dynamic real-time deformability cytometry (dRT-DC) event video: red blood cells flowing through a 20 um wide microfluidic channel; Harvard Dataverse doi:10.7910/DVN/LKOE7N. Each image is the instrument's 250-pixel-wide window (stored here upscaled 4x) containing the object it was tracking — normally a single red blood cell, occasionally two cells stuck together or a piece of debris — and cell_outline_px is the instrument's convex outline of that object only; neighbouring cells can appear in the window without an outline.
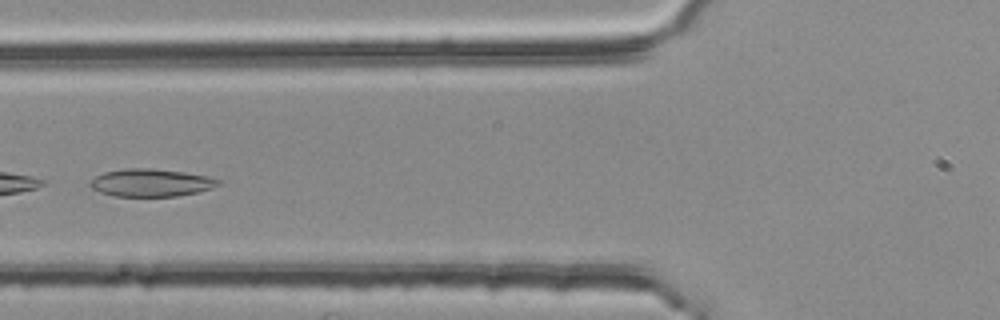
{"species": "common noctule bat (a hibernating species)", "species_latin": "Nyctalus noctula", "temperature_condition": "room temperature", "stored_images_in_passage": 5, "segment_of_instrument_passage": [2, 2], "camera_frame_rate_fps": 3000, "um_per_image_px": 0.085, "animal": {"sex": "female", "body_mass_g": 25.1}, "frame": {"image": 1, "passage_image": 5, "time_ms": 1.333, "image_size_px": [1000, 320], "cell_outline_px": [[220, 184], [212, 188], [200, 192], [176, 196], [112, 196], [100, 192], [92, 188], [88, 184], [96, 176], [104, 172], [128, 168], [148, 168], [184, 172], [208, 176], [220, 180]], "centroid_in_image_um": [12.85, 15.53], "position_along_channel_um": 113.0, "area_um2": 20.63}}